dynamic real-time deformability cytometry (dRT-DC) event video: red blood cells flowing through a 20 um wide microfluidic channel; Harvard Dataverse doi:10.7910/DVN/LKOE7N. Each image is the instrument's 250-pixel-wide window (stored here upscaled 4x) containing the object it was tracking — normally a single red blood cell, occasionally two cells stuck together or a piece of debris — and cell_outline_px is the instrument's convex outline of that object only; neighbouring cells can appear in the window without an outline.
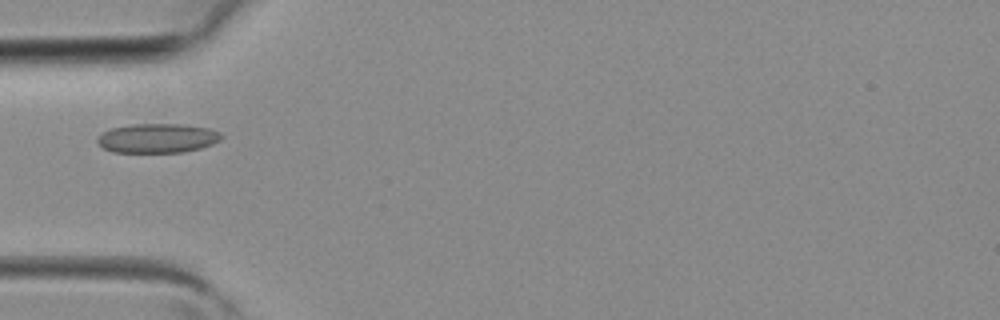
{"species": "common noctule bat (a hibernating species)", "species_latin": "Nyctalus noctula", "temperature_condition": "room temperature", "stored_images_in_passage": 4, "camera_frame_rate_fps": 3000, "um_per_image_px": 0.085, "animal": {"sex": "female", "body_mass_g": 19.3, "forearm_length_mm": 54.1}, "frame": {"image": 1, "passage_image": 4, "time_ms": 1.0, "image_size_px": [1000, 320], "cell_outline_px": [[224, 136], [220, 140], [212, 144], [200, 148], [184, 152], [112, 152], [104, 148], [96, 140], [104, 132], [112, 128], [132, 124], [184, 124], [208, 128], [220, 132]], "centroid_in_image_um": [13.42, 11.74], "position_along_channel_um": 71.6, "area_um2": 21.1}}